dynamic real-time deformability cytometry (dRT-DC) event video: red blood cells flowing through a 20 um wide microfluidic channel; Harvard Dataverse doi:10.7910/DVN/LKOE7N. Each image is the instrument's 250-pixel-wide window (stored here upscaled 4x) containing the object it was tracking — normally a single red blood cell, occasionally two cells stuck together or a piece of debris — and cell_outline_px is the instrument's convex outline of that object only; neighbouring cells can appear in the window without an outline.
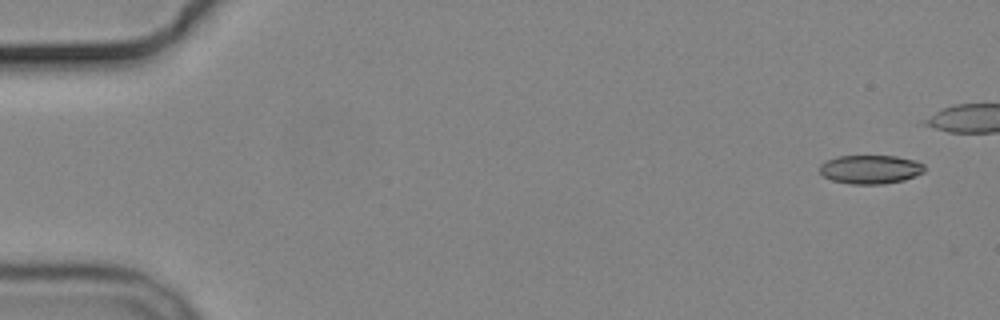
{"species": "common noctule bat (a hibernating species)", "species_latin": "Nyctalus noctula", "temperature_condition": "cold", "stored_images_in_passage": 9, "camera_frame_rate_fps": 3000, "um_per_image_px": 0.085, "animal": {"sex": "male", "body_mass_g": 19.2, "forearm_length_mm": 51.8}, "frame": {"image": 1, "passage_image": 1, "time_ms": 0.0, "image_size_px": [1000, 320], "cell_outline_px": [[924, 172], [904, 180], [884, 184], [848, 184], [832, 180], [824, 176], [820, 172], [820, 164], [828, 160], [840, 156], [896, 156], [916, 160], [924, 164]], "centroid_in_image_um": [74.01, 14.4], "position_along_channel_um": 11.0, "area_um2": 17.57}}
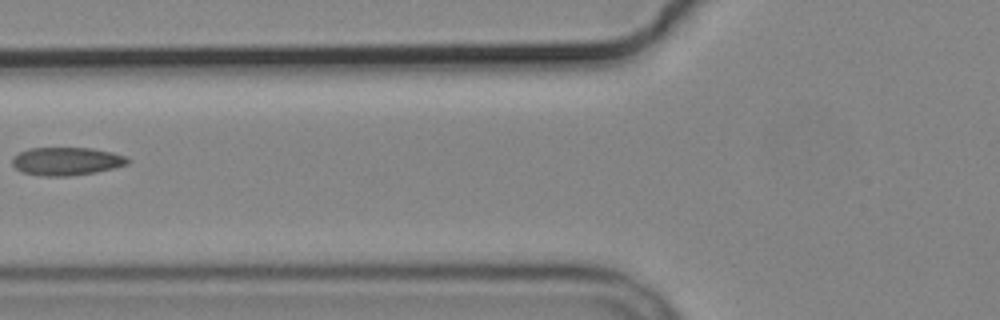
{"frame": {"image": 2, "passage_image": 8, "time_ms": 8.333, "image_size_px": [1000, 320], "cell_outline_px": [[132, 160], [128, 164], [96, 172], [68, 176], [40, 176], [24, 172], [16, 168], [12, 164], [12, 156], [28, 148], [92, 148], [112, 152], [124, 156]], "centroid_in_image_um": [5.65, 13.7], "position_along_channel_um": 120.2, "area_um2": 18.9}}
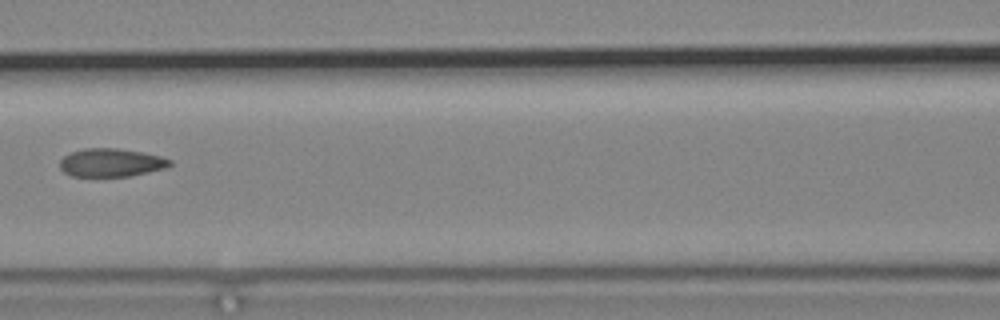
{"frame": {"image": 3, "passage_image": 9, "time_ms": 9.333, "image_size_px": [1000, 320], "cell_outline_px": [[172, 164], [164, 168], [148, 172], [128, 176], [72, 176], [64, 172], [60, 168], [60, 160], [64, 156], [72, 152], [84, 148], [116, 148], [140, 152], [160, 156], [172, 160]], "centroid_in_image_um": [9.43, 13.82], "position_along_channel_um": 157.2, "area_um2": 17.92}}